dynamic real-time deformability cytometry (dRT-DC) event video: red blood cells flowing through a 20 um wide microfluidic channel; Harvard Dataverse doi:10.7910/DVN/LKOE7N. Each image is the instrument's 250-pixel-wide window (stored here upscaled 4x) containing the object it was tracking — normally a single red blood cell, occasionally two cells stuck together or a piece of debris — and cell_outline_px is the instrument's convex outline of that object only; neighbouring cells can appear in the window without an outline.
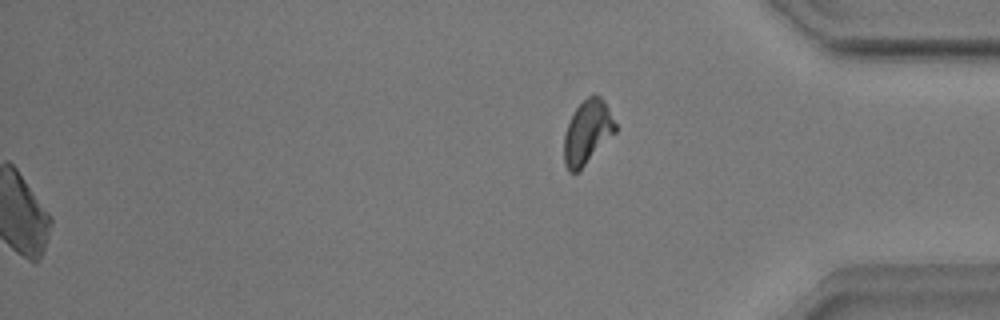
{"species": "common noctule bat (a hibernating species)", "species_latin": "Nyctalus noctula", "temperature_condition": "warm", "stored_images_in_passage": 52, "segment_of_instrument_passage": [2, 2], "camera_frame_rate_fps": 3000, "um_per_image_px": 0.085, "animal": {"sex": "male", "body_mass_g": 17.9}, "frame": {"image": 1, "passage_image": 52, "time_ms": 17.0, "image_size_px": [1000, 320], "cell_outline_px": [[616, 132], [576, 172], [568, 172], [564, 164], [564, 136], [568, 124], [576, 108], [588, 96], [600, 96], [604, 100], [616, 124]], "centroid_in_image_um": [49.92, 11.23], "position_along_channel_um": 385.3, "area_um2": 18.55}}